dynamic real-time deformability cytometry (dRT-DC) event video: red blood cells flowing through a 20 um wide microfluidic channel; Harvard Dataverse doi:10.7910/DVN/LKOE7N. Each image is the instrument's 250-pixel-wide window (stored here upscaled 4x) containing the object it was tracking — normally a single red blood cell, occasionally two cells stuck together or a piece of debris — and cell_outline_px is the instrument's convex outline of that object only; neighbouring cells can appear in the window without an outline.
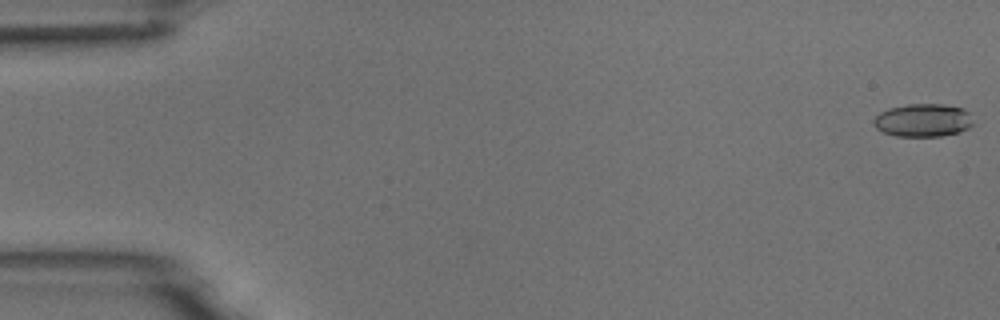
{"species": "common noctule bat (a hibernating species)", "species_latin": "Nyctalus noctula", "temperature_condition": "room temperature", "stored_images_in_passage": 53, "camera_frame_rate_fps": 3000, "um_per_image_px": 0.085, "animal": {"sex": "male", "body_mass_g": 18.8}, "frame": {"image": 1, "passage_image": 1, "time_ms": 0.0, "image_size_px": [1000, 320], "cell_outline_px": [[972, 124], [968, 128], [960, 132], [940, 136], [896, 136], [884, 132], [876, 128], [872, 124], [872, 120], [880, 112], [888, 108], [908, 104], [944, 104], [964, 108], [968, 112]], "centroid_in_image_um": [78.43, 10.22], "position_along_channel_um": 6.6, "area_um2": 19.19}}
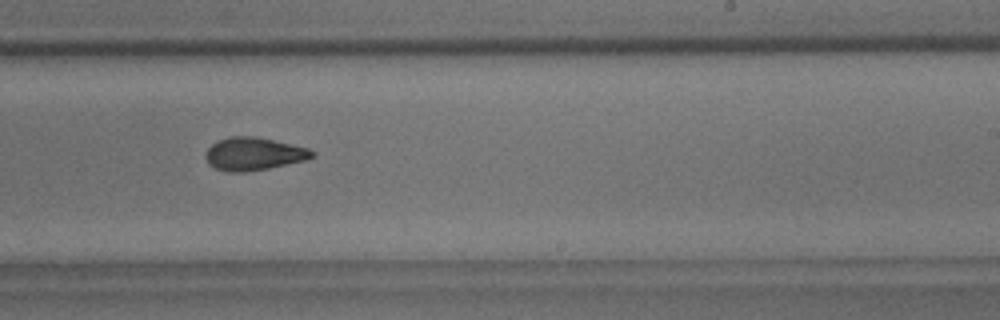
{"frame": {"image": 2, "passage_image": 34, "time_ms": 11.0, "image_size_px": [1000, 320], "cell_outline_px": [[312, 156], [308, 160], [248, 172], [228, 172], [216, 168], [208, 164], [204, 156], [208, 148], [216, 140], [228, 136], [256, 136], [308, 148], [312, 152]], "centroid_in_image_um": [21.51, 13.08], "position_along_channel_um": 267.5, "area_um2": 20.46}}
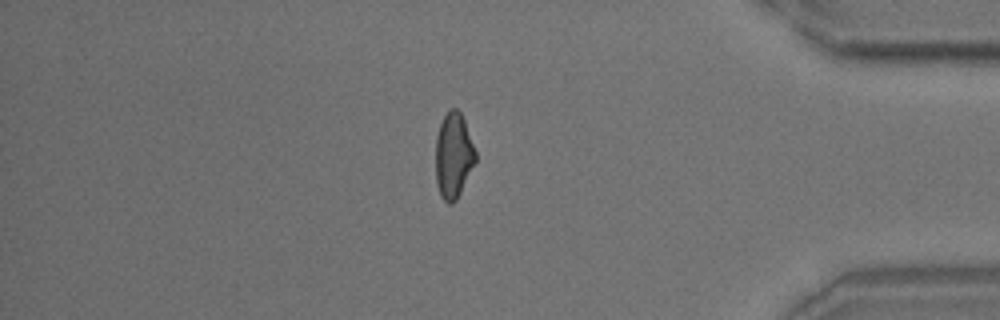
{"frame": {"image": 3, "passage_image": 47, "time_ms": 15.333, "image_size_px": [1000, 320], "cell_outline_px": [[476, 160], [456, 200], [452, 204], [448, 204], [440, 196], [436, 184], [436, 136], [440, 124], [444, 116], [452, 108], [456, 108], [460, 112], [464, 120], [476, 152]], "centroid_in_image_um": [38.53, 13.24], "position_along_channel_um": 396.7, "area_um2": 19.65}, "authors_computed_cell_mechanics": {"area_um2": 20.1144, "velocity_mm_per_s": 3.704, "shape_relaxation_time_tau1_ms": 4.1084, "shape_relaxation_time_tau2_ms": 2.503, "deformation_change_tau1": 0.1383, "deformation_change_tau2": 0.0787}}